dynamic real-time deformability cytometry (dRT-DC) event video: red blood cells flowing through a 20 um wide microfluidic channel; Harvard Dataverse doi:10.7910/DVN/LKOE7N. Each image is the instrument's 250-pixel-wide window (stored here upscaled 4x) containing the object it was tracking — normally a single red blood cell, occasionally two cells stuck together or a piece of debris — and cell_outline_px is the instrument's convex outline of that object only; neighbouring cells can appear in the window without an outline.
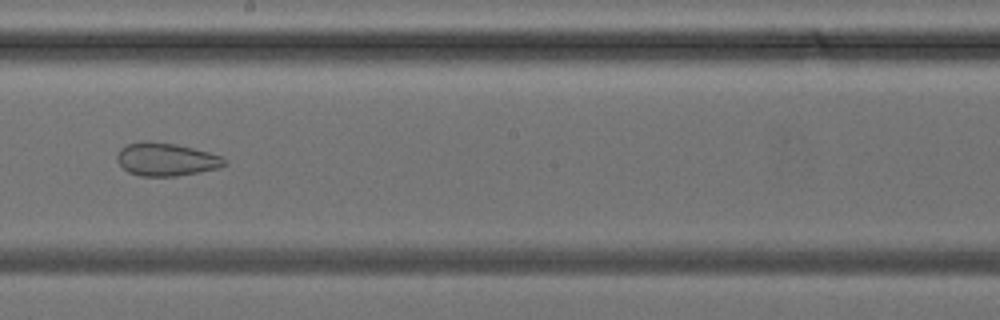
{"species": "common noctule bat (a hibernating species)", "species_latin": "Nyctalus noctula", "temperature_condition": "cold", "stored_images_in_passage": 40, "camera_frame_rate_fps": 3000, "um_per_image_px": 0.085, "animal": {"sex": "female", "body_mass_g": 24.6, "forearm_length_mm": 56.2}, "frame": {"image": 1, "passage_image": 23, "time_ms": 7.333, "image_size_px": [1000, 320], "cell_outline_px": [[228, 164], [216, 168], [176, 176], [140, 176], [128, 172], [116, 160], [116, 156], [120, 148], [128, 144], [144, 140], [176, 144], [208, 152], [220, 156], [228, 160]], "centroid_in_image_um": [14.09, 13.54], "position_along_channel_um": 234.1, "area_um2": 20.58}}
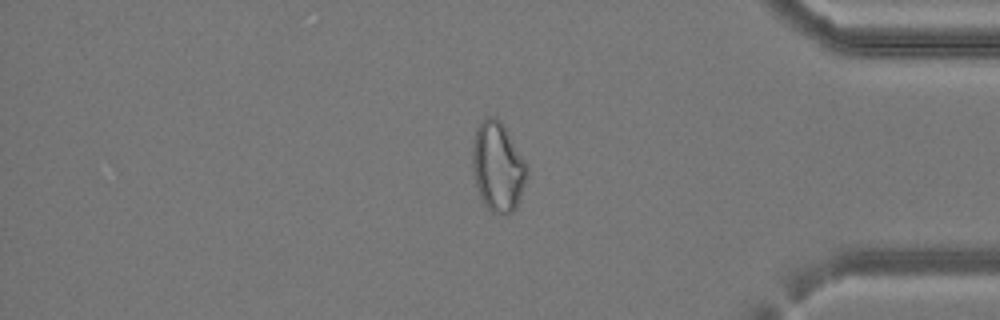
{"frame": {"image": 2, "passage_image": 34, "time_ms": 11.0, "image_size_px": [1000, 320], "cell_outline_px": [[528, 176], [516, 208], [508, 216], [492, 212], [480, 200], [472, 168], [472, 144], [476, 128], [484, 116], [496, 116], [504, 124], [524, 160], [528, 168]], "centroid_in_image_um": [42.3, 14.17], "position_along_channel_um": 392.9, "area_um2": 28.9}}